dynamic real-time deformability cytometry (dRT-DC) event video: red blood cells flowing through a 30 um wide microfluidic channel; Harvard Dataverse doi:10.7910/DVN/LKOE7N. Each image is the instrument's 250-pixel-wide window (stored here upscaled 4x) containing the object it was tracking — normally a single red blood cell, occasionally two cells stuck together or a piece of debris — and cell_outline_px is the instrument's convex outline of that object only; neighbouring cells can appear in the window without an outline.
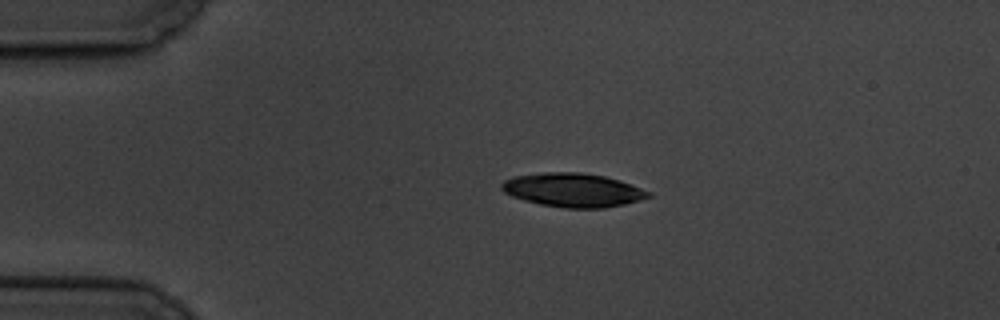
{"species": "common noctule bat (a hibernating species)", "species_latin": "Nyctalus noctula", "temperature_condition": "cold", "stored_images_in_passage": 8, "camera_frame_rate_fps": 3000, "um_per_image_px": 0.085, "animal": {"sex": "male", "body_mass_g": 19.5, "forearm_length_mm": 54.6}, "frame": {"image": 1, "passage_image": 2, "time_ms": 1.333, "image_size_px": [1000, 320], "cell_outline_px": [[652, 196], [640, 200], [624, 204], [604, 208], [564, 208], [540, 204], [524, 200], [512, 196], [504, 192], [500, 188], [500, 184], [504, 180], [512, 176], [544, 172], [580, 172], [604, 176], [620, 180], [652, 192]], "centroid_in_image_um": [48.69, 16.15], "position_along_channel_um": 36.3, "area_um2": 29.07}}